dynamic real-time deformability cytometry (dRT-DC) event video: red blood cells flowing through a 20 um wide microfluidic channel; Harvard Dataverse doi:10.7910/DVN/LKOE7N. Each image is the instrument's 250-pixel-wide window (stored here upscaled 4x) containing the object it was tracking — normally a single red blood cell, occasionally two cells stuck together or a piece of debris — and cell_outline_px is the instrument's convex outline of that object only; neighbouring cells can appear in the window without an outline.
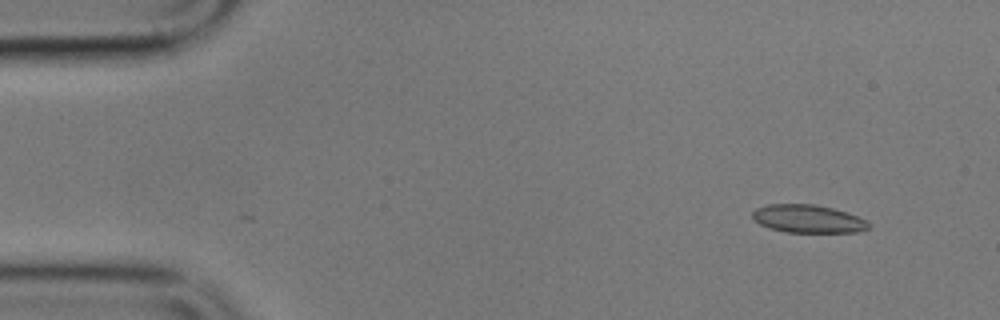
{"species": "common noctule bat (a hibernating species)", "species_latin": "Nyctalus noctula", "temperature_condition": "cold", "stored_images_in_passage": 6, "camera_frame_rate_fps": 3000, "um_per_image_px": 0.085, "animal": {"sex": "male", "body_mass_g": 17.9}, "frame": {"image": 1, "passage_image": 2, "time_ms": 1.333, "image_size_px": [1000, 320], "cell_outline_px": [[872, 224], [868, 228], [856, 232], [784, 232], [768, 228], [760, 224], [752, 216], [752, 212], [756, 208], [768, 204], [812, 204], [832, 208], [848, 212]], "centroid_in_image_um": [68.66, 18.6], "position_along_channel_um": 16.3, "area_um2": 18.9}}